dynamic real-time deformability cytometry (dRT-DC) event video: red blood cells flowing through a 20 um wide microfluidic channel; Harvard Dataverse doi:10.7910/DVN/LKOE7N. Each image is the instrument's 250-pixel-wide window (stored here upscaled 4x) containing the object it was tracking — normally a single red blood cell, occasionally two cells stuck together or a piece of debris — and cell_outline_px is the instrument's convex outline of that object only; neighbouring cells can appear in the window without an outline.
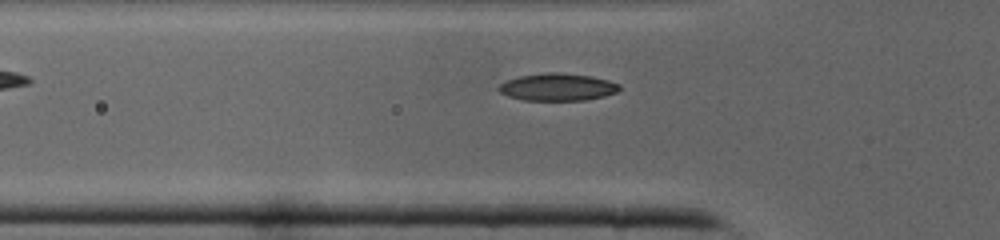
{"species": "common noctule bat (a hibernating species)", "species_latin": "Nyctalus noctula", "temperature_condition": "cold", "stored_images_in_passage": 28, "camera_frame_rate_fps": 3000, "um_per_image_px": 0.085, "animal": {"sex": "male", "body_mass_g": 19.0, "forearm_length_mm": 50.8}, "frame": {"image": 1, "passage_image": 3, "time_ms": 0.667, "image_size_px": [1000, 240], "cell_outline_px": [[620, 88], [616, 92], [604, 96], [584, 100], [524, 100], [508, 96], [500, 92], [496, 88], [500, 84], [508, 80], [520, 76], [548, 72], [556, 72], [592, 76], [608, 80], [620, 84]], "centroid_in_image_um": [47.39, 7.4], "position_along_channel_um": 78.4, "area_um2": 19.13}}
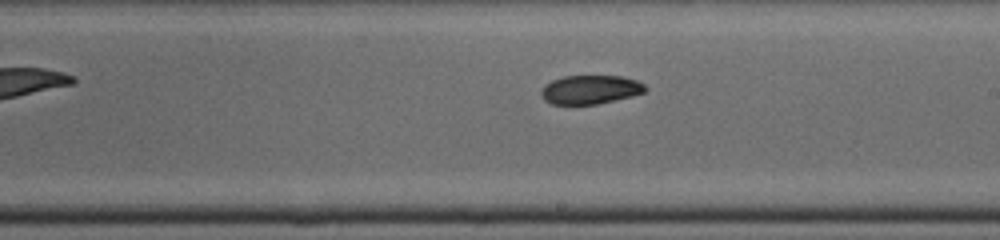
{"frame": {"image": 2, "passage_image": 13, "time_ms": 4.0, "image_size_px": [1000, 240], "cell_outline_px": [[648, 88], [644, 92], [632, 96], [596, 104], [552, 104], [544, 100], [540, 92], [544, 84], [552, 80], [564, 76], [620, 76], [636, 80], [644, 84]], "centroid_in_image_um": [50.16, 7.61], "position_along_channel_um": 238.8, "area_um2": 17.46}}
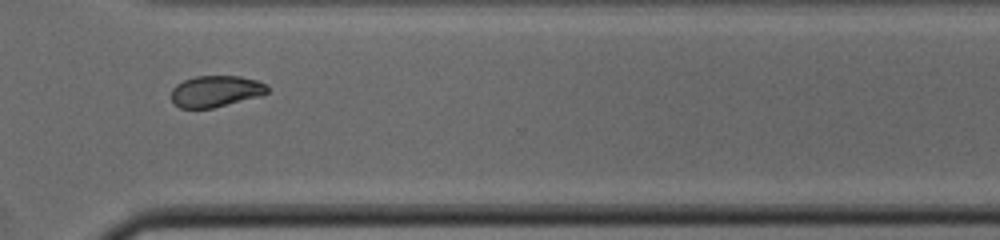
{"frame": {"image": 3, "passage_image": 20, "time_ms": 6.333, "image_size_px": [1000, 240], "cell_outline_px": [[268, 92], [256, 96], [212, 108], [180, 108], [172, 100], [172, 88], [176, 84], [184, 80], [196, 76], [240, 76], [256, 80], [264, 84], [268, 88]], "centroid_in_image_um": [18.29, 7.74], "position_along_channel_um": 352.3, "area_um2": 17.17}}